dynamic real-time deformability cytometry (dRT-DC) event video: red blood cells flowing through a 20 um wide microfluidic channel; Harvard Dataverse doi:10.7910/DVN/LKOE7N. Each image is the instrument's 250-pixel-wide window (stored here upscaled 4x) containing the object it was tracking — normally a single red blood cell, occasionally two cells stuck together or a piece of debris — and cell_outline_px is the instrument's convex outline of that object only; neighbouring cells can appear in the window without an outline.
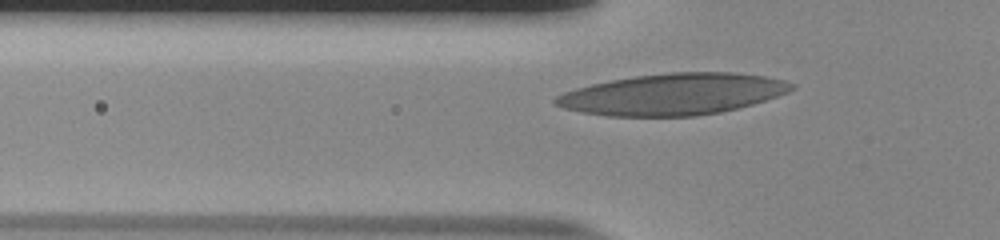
{"species": "human", "species_latin": "Homo sapiens", "temperature_condition": "room temperature", "stored_images_in_passage": 31, "camera_frame_rate_fps": 3000, "um_per_image_px": 0.085, "donor": {"sex": "male"}, "frame": {"image": 1, "passage_image": 4, "time_ms": 1.0, "image_size_px": [1000, 240], "cell_outline_px": [[796, 88], [788, 92], [752, 104], [720, 112], [696, 116], [608, 116], [580, 112], [564, 108], [556, 104], [552, 100], [556, 96], [564, 92], [576, 88], [592, 84], [612, 80], [636, 76], [668, 72], [732, 72], [764, 76], [784, 80], [796, 84]], "centroid_in_image_um": [57.2, 8.0], "position_along_channel_um": 68.6, "area_um2": 56.76}}
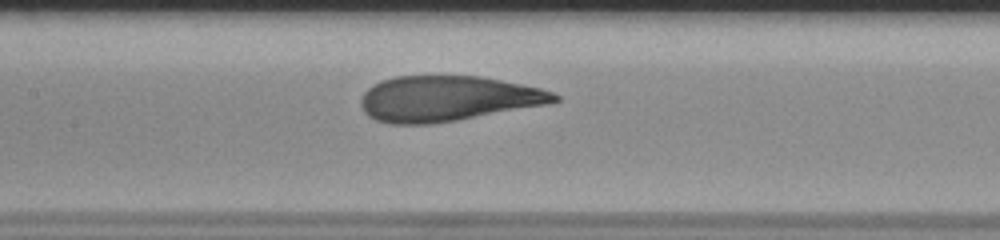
{"frame": {"image": 2, "passage_image": 12, "time_ms": 3.667, "image_size_px": [1000, 240], "cell_outline_px": [[560, 100], [552, 104], [432, 124], [388, 124], [376, 120], [368, 116], [364, 112], [360, 104], [360, 100], [364, 92], [368, 88], [384, 80], [396, 76], [480, 76], [540, 88], [552, 92], [560, 96]], "centroid_in_image_um": [38.05, 8.39], "position_along_channel_um": 169.3, "area_um2": 51.21}}
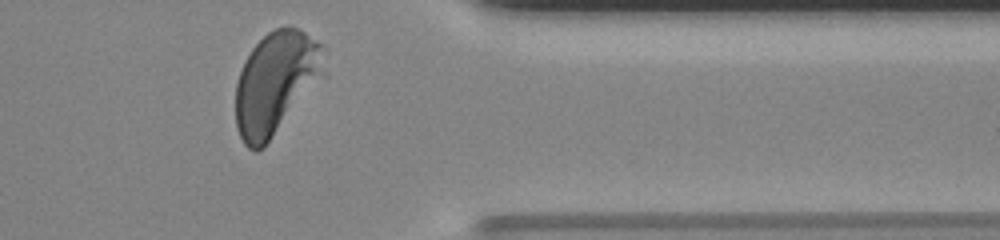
{"frame": {"image": 3, "passage_image": 30, "time_ms": 9.667, "image_size_px": [1000, 240], "cell_outline_px": [[324, 76], [264, 148], [256, 152], [248, 148], [244, 144], [236, 128], [236, 84], [240, 72], [252, 48], [268, 32], [276, 28], [288, 24], [300, 28], [316, 40], [324, 48]], "centroid_in_image_um": [23.45, 7.05], "position_along_channel_um": 387.9, "area_um2": 53.18}}